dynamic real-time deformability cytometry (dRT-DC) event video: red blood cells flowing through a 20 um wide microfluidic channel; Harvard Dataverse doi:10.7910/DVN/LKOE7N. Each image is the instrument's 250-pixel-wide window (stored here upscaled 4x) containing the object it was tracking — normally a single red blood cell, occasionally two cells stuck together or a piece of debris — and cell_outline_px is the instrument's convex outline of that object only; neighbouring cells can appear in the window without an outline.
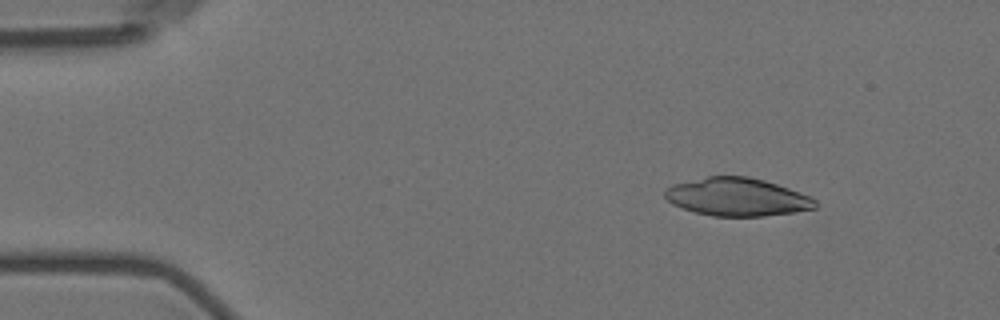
{"species": "Egyptian fruit bat (a non-hibernating species)", "species_latin": "Rousettus aegyptiacus", "temperature_condition": "room temperature", "stored_images_in_passage": 5, "camera_frame_rate_fps": 3000, "um_per_image_px": 0.085, "animal": {"sex": "female"}, "frame": {"image": 1, "passage_image": 3, "time_ms": 2.0, "image_size_px": [1000, 320], "cell_outline_px": [[816, 208], [792, 212], [764, 216], [712, 216], [696, 212], [672, 204], [664, 196], [664, 192], [668, 188], [676, 184], [708, 176], [748, 176], [764, 180], [788, 188], [808, 196], [816, 200]], "centroid_in_image_um": [62.65, 16.74], "position_along_channel_um": 22.3, "area_um2": 32.83}}